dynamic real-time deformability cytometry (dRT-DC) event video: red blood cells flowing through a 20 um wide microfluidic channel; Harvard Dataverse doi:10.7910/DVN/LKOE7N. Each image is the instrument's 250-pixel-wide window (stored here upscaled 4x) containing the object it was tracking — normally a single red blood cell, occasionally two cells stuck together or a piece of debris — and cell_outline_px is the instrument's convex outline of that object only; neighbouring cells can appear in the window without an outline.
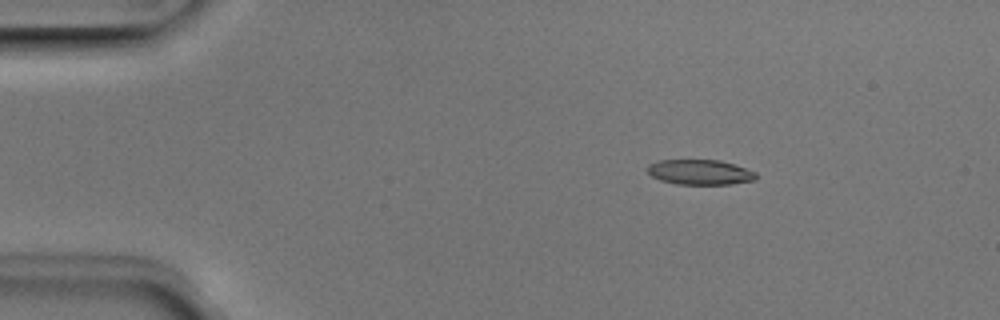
{"species": "Egyptian fruit bat (a non-hibernating species)", "species_latin": "Rousettus aegyptiacus", "temperature_condition": "room temperature", "stored_images_in_passage": 44, "camera_frame_rate_fps": 3000, "um_per_image_px": 0.085, "animal": {"sex": "male"}, "frame": {"image": 1, "passage_image": 1, "time_ms": 0.0, "image_size_px": [1000, 320], "cell_outline_px": [[756, 180], [732, 184], [676, 184], [660, 180], [652, 176], [648, 172], [648, 164], [660, 160], [720, 160], [756, 172]], "centroid_in_image_um": [59.49, 14.64], "position_along_channel_um": 25.5, "area_um2": 15.78}}
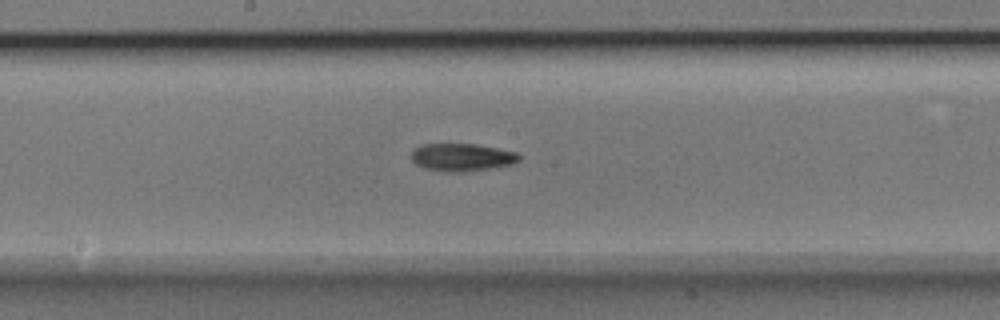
{"frame": {"image": 2, "passage_image": 20, "time_ms": 6.333, "image_size_px": [1000, 320], "cell_outline_px": [[520, 160], [512, 164], [464, 172], [444, 172], [424, 168], [416, 164], [412, 160], [412, 152], [416, 148], [424, 144], [476, 144], [516, 152], [520, 156]], "centroid_in_image_um": [39.25, 13.37], "position_along_channel_um": 208.9, "area_um2": 17.22}}
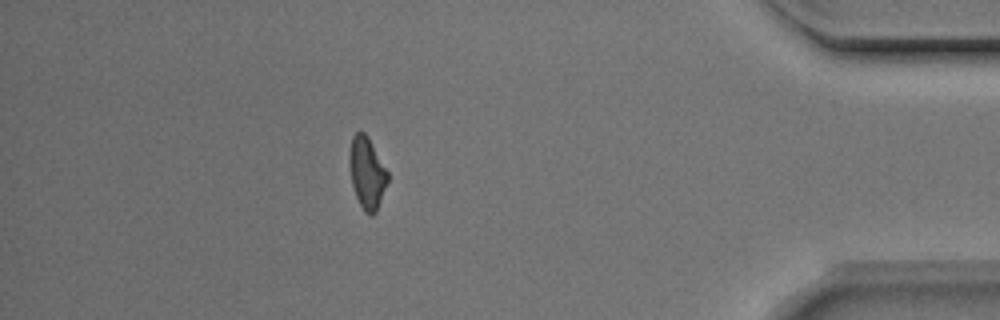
{"frame": {"image": 3, "passage_image": 38, "time_ms": 12.333, "image_size_px": [1000, 320], "cell_outline_px": [[388, 180], [376, 212], [372, 216], [364, 212], [356, 196], [352, 184], [348, 160], [348, 156], [352, 136], [356, 132], [364, 132], [368, 136], [388, 172]], "centroid_in_image_um": [31.18, 14.68], "position_along_channel_um": 404.0, "area_um2": 15.95}, "authors_computed_cell_mechanics": {"area_um2": 16.6464, "velocity_mm_per_s": 3.9739, "shape_relaxation_time_tau1_ms": 9.3415, "shape_relaxation_time_tau2_ms": null, "deformation_change_tau1": 0.2305, "deformation_change_tau2": null}}